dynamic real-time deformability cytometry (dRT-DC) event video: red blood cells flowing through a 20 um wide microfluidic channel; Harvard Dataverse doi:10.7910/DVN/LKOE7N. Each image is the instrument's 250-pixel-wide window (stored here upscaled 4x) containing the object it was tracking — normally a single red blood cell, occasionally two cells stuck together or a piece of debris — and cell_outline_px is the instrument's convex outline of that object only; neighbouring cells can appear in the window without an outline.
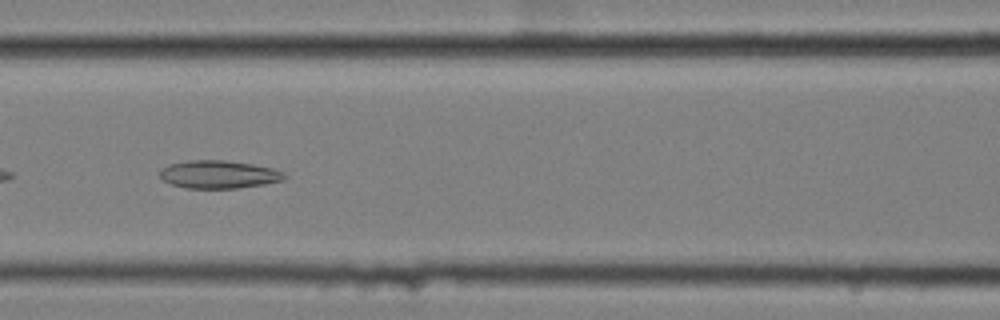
{"species": "common noctule bat (a hibernating species)", "species_latin": "Nyctalus noctula", "temperature_condition": "cold", "stored_images_in_passage": 42, "camera_frame_rate_fps": 3000, "um_per_image_px": 0.085, "animal": {"sex": "female", "body_mass_g": 25.1}, "frame": {"image": 1, "passage_image": 9, "time_ms": 2.667, "image_size_px": [1000, 320], "cell_outline_px": [[288, 176], [280, 180], [264, 184], [236, 188], [188, 188], [172, 184], [164, 180], [160, 176], [160, 168], [168, 164], [188, 160], [224, 160], [252, 164], [272, 168], [284, 172]], "centroid_in_image_um": [18.57, 14.81], "position_along_channel_um": 148.0, "area_um2": 20.17}}
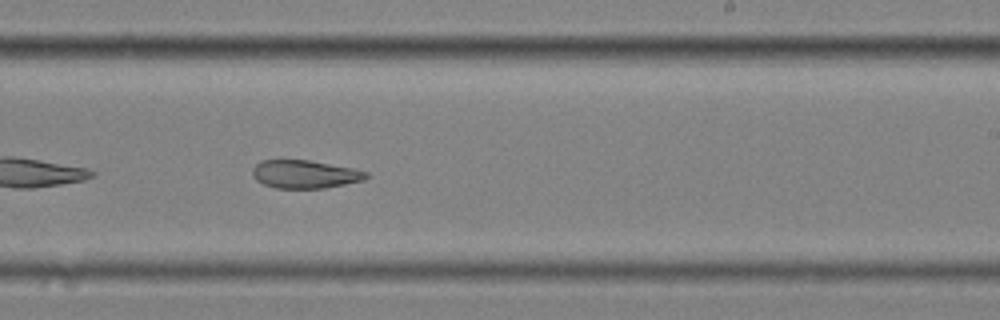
{"frame": {"image": 2, "passage_image": 19, "time_ms": 6.0, "image_size_px": [1000, 320], "cell_outline_px": [[368, 176], [364, 180], [324, 188], [276, 188], [264, 184], [256, 180], [252, 176], [252, 168], [260, 160], [308, 160], [352, 168], [368, 172]], "centroid_in_image_um": [25.88, 14.8], "position_along_channel_um": 263.1, "area_um2": 18.55}}
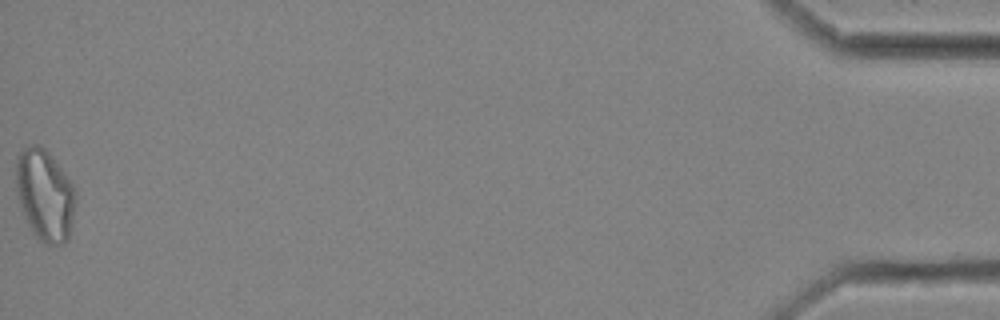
{"frame": {"image": 3, "passage_image": 42, "time_ms": 13.667, "image_size_px": [1000, 320], "cell_outline_px": [[76, 196], [72, 220], [68, 240], [64, 244], [44, 244], [32, 232], [20, 208], [16, 192], [16, 156], [24, 148], [32, 144], [40, 144], [48, 152], [64, 172], [72, 184], [76, 192]], "centroid_in_image_um": [3.79, 16.58], "position_along_channel_um": 431.4, "area_um2": 31.85}, "authors_computed_cell_mechanics": {"area_um2": 20.8947, "velocity_mm_per_s": 3.4639, "shape_relaxation_time_tau1_ms": null, "shape_relaxation_time_tau2_ms": 4.4108, "deformation_change_tau1": null, "deformation_change_tau2": 0.1234}}